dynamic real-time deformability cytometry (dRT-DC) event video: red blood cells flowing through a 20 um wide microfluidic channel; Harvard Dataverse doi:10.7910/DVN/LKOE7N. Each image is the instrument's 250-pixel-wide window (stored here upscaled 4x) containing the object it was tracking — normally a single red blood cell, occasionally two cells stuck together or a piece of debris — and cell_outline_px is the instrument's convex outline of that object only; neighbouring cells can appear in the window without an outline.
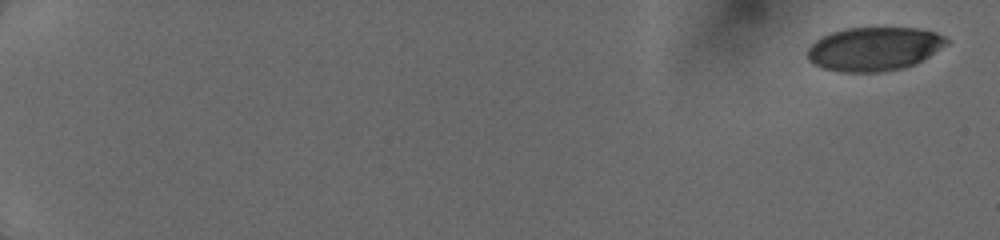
{"species": "human", "species_latin": "Homo sapiens", "temperature_condition": "cold", "stored_images_in_passage": 7, "camera_frame_rate_fps": 3000, "um_per_image_px": 0.085, "donor": {"sex": "female"}, "frame": {"image": 1, "passage_image": 1, "time_ms": 0.0, "image_size_px": [1000, 240], "cell_outline_px": [[948, 44], [928, 56], [904, 68], [880, 72], [840, 72], [824, 68], [812, 64], [808, 60], [808, 48], [816, 40], [832, 32], [848, 28], [920, 28], [936, 32], [944, 36], [948, 40]], "centroid_in_image_um": [74.29, 4.16], "position_along_channel_um": 10.7, "area_um2": 35.26}}
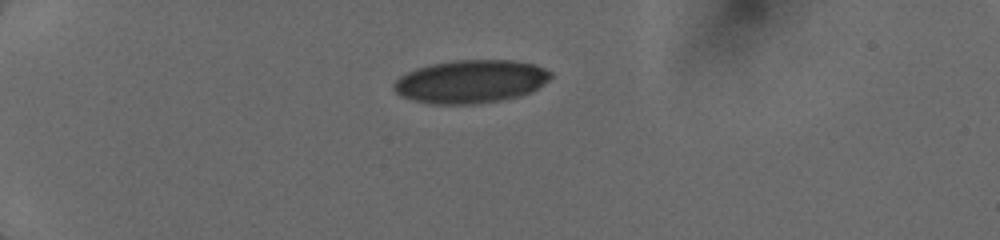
{"frame": {"image": 2, "passage_image": 6, "time_ms": 4.667, "image_size_px": [1000, 240], "cell_outline_px": [[552, 76], [548, 80], [532, 92], [520, 96], [500, 100], [476, 104], [432, 104], [412, 100], [400, 96], [392, 88], [392, 84], [400, 76], [416, 68], [432, 64], [456, 60], [512, 60], [536, 64], [552, 72]], "centroid_in_image_um": [40.01, 6.93], "position_along_channel_um": 45.0, "area_um2": 39.59}}